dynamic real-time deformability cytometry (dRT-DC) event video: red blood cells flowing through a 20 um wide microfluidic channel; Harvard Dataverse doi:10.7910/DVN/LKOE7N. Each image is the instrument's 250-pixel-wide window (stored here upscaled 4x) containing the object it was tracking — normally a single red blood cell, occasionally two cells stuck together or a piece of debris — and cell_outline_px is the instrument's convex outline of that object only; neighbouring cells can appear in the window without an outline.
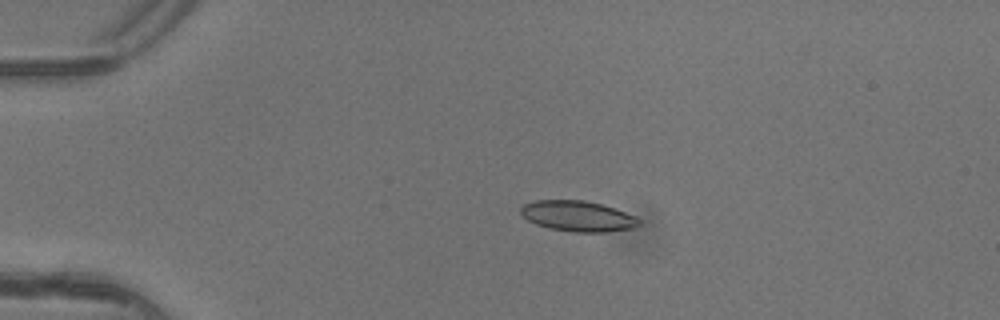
{"species": "common noctule bat (a hibernating species)", "species_latin": "Nyctalus noctula", "temperature_condition": "warm", "stored_images_in_passage": 4, "camera_frame_rate_fps": 3000, "um_per_image_px": 0.085, "animal": {"sex": "female"}, "frame": {"image": 1, "passage_image": 3, "time_ms": 0.667, "image_size_px": [1000, 320], "cell_outline_px": [[640, 224], [636, 228], [608, 232], [572, 232], [548, 228], [536, 224], [528, 220], [520, 212], [520, 208], [524, 204], [536, 200], [584, 200], [616, 208], [636, 216], [640, 220]], "centroid_in_image_um": [49.15, 18.38], "position_along_channel_um": 35.8, "area_um2": 21.27}}